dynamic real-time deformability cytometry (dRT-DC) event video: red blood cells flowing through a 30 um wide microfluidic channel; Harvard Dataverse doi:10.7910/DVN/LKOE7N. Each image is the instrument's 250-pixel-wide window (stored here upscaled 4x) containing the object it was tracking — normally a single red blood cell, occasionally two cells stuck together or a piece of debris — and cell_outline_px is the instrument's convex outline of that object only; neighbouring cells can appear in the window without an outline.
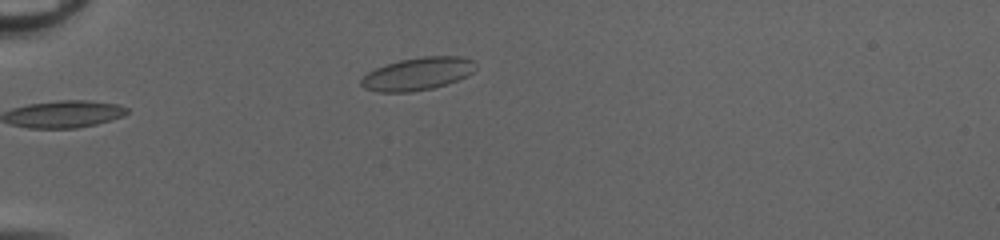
{"species": "common noctule bat (a hibernating species)", "species_latin": "Nyctalus noctula", "temperature_condition": "cold", "stored_images_in_passage": 33, "camera_frame_rate_fps": 3000, "um_per_image_px": 0.085, "animal": {"sex": "female", "body_mass_g": 20.0, "forearm_length_mm": 54.0}, "frame": {"image": 1, "passage_image": 1, "time_ms": 0.0, "image_size_px": [1000, 240], "cell_outline_px": [[476, 68], [468, 76], [448, 84], [432, 88], [412, 92], [380, 92], [364, 88], [360, 84], [360, 80], [368, 72], [376, 68], [400, 60], [424, 56], [460, 56], [472, 60]], "centroid_in_image_um": [35.51, 6.28], "position_along_channel_um": 49.5, "area_um2": 21.79}}
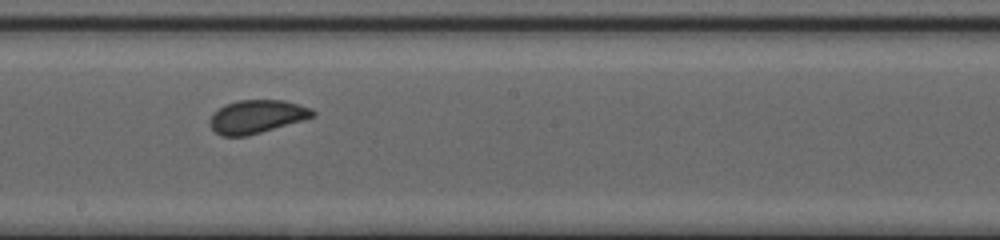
{"frame": {"image": 2, "passage_image": 16, "time_ms": 5.0, "image_size_px": [1000, 240], "cell_outline_px": [[316, 116], [304, 120], [248, 136], [220, 136], [208, 124], [208, 120], [212, 112], [224, 104], [240, 100], [284, 100], [312, 108], [316, 112]], "centroid_in_image_um": [21.81, 9.91], "position_along_channel_um": 226.4, "area_um2": 20.29}}
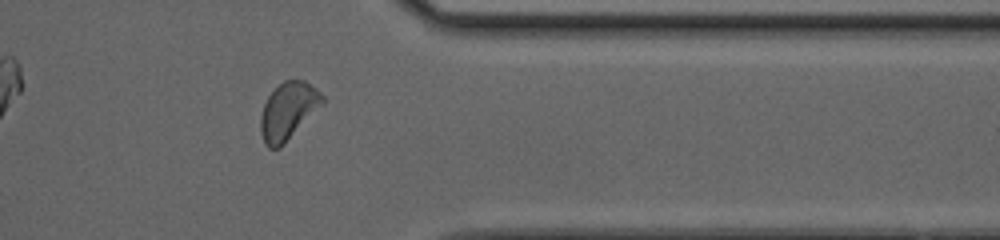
{"frame": {"image": 3, "passage_image": 28, "time_ms": 9.0, "image_size_px": [1000, 240], "cell_outline_px": [[324, 104], [280, 148], [268, 148], [264, 144], [260, 132], [260, 116], [264, 104], [268, 96], [284, 80], [304, 80], [316, 88], [324, 96]], "centroid_in_image_um": [24.5, 9.45], "position_along_channel_um": 386.9, "area_um2": 20.69}, "authors_computed_cell_mechanics": {"area_um2": 20.1144, "velocity_mm_per_s": 4.1453, "shape_relaxation_time_tau1_ms": 3.469, "shape_relaxation_time_tau2_ms": 0.7802, "deformation_change_tau1": 0.103, "deformation_change_tau2": 0.0408}}